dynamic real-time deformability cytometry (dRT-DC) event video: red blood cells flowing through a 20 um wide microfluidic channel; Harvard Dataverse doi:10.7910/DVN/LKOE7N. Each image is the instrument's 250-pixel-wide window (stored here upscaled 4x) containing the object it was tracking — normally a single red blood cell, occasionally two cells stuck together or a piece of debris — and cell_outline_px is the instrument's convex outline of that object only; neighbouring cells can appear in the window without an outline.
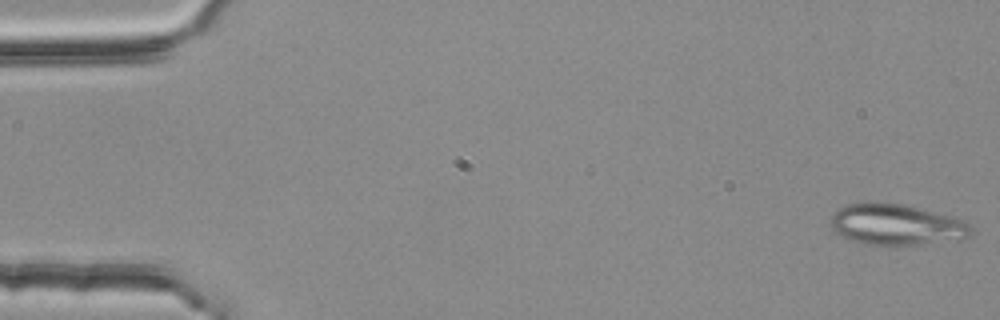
{"species": "common noctule bat (a hibernating species)", "species_latin": "Nyctalus noctula", "temperature_condition": "room temperature", "stored_images_in_passage": 54, "camera_frame_rate_fps": 3000, "um_per_image_px": 0.085, "animal": {"sex": "female", "body_mass_g": 25.1}, "frame": {"image": 1, "passage_image": 1, "time_ms": 0.0, "image_size_px": [1000, 320], "cell_outline_px": [[972, 232], [964, 240], [920, 244], [864, 244], [840, 236], [828, 224], [832, 216], [840, 208], [848, 204], [868, 200], [876, 200], [908, 204], [956, 216], [964, 220], [972, 228]], "centroid_in_image_um": [76.23, 19.05], "position_along_channel_um": 8.8, "area_um2": 34.51}}
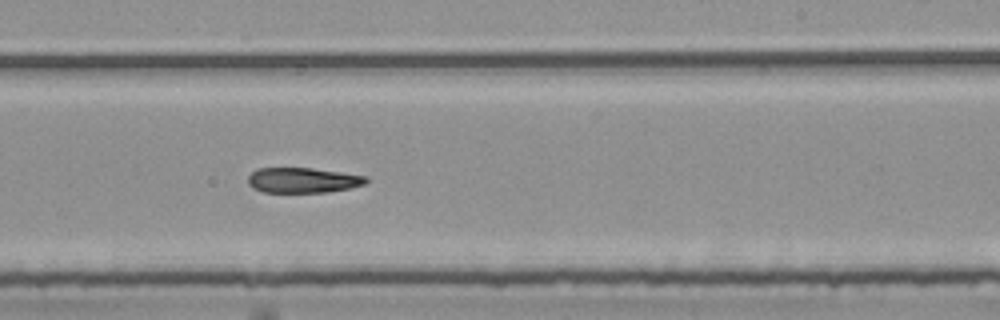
{"frame": {"image": 2, "passage_image": 33, "time_ms": 10.667, "image_size_px": [1000, 320], "cell_outline_px": [[368, 180], [364, 184], [352, 188], [328, 192], [264, 192], [252, 188], [248, 184], [248, 176], [256, 168], [312, 168], [368, 176]], "centroid_in_image_um": [25.74, 15.32], "position_along_channel_um": 263.3, "area_um2": 17.46}}
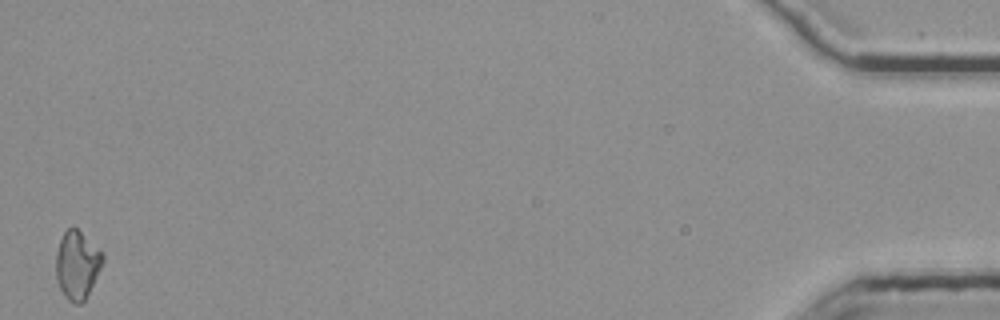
{"frame": {"image": 3, "passage_image": 54, "time_ms": 17.667, "image_size_px": [1000, 320], "cell_outline_px": [[104, 260], [84, 300], [80, 304], [76, 304], [68, 300], [60, 288], [56, 280], [56, 252], [60, 240], [64, 232], [68, 228], [76, 228], [100, 248], [104, 252]], "centroid_in_image_um": [6.56, 22.49], "position_along_channel_um": 428.6, "area_um2": 18.38}}